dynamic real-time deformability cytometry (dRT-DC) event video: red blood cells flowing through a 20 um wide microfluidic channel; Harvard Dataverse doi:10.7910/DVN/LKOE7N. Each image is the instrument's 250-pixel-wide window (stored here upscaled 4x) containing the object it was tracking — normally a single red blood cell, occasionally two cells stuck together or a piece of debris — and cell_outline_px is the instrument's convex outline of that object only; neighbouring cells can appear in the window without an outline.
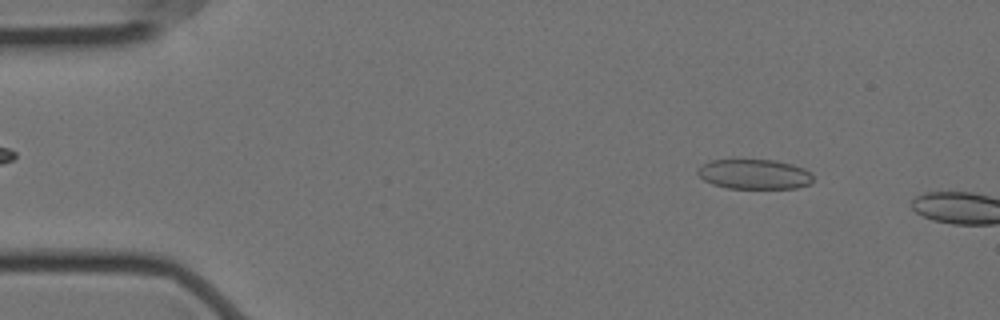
{"species": "Egyptian fruit bat (a non-hibernating species)", "species_latin": "Rousettus aegyptiacus", "temperature_condition": "cold", "stored_images_in_passage": 13, "camera_frame_rate_fps": 3000, "um_per_image_px": 0.085, "animal": {"sex": "female"}, "frame": {"image": 1, "passage_image": 6, "time_ms": 1.667, "image_size_px": [1000, 320], "cell_outline_px": [[812, 184], [796, 188], [728, 188], [712, 184], [704, 180], [696, 172], [696, 168], [708, 160], [736, 156], [776, 160], [792, 164], [804, 168], [812, 176]], "centroid_in_image_um": [64.04, 14.74], "position_along_channel_um": 21.0, "area_um2": 21.15}}